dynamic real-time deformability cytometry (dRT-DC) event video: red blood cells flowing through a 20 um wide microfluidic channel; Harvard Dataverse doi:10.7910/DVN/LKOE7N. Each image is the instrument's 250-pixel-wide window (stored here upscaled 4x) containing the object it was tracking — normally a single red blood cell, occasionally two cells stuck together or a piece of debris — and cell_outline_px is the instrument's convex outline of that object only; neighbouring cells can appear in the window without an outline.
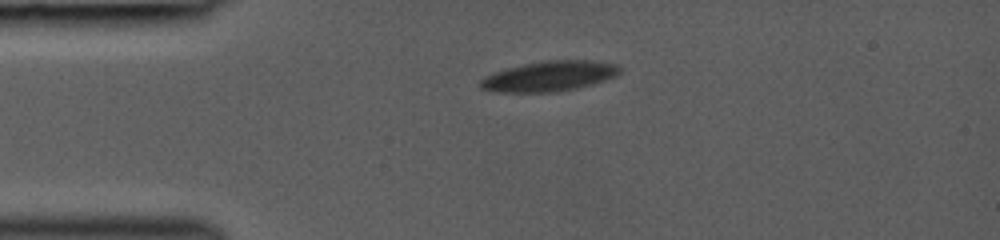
{"species": "common noctule bat (a hibernating species)", "species_latin": "Nyctalus noctula", "temperature_condition": "room temperature", "stored_images_in_passage": 26, "camera_frame_rate_fps": 3000, "um_per_image_px": 0.085, "animal": {"sex": "female", "body_mass_g": 19.0, "forearm_length_mm": 53.3}, "frame": {"image": 1, "passage_image": 1, "time_ms": 0.0, "image_size_px": [1000, 240], "cell_outline_px": [[620, 72], [616, 76], [592, 84], [576, 88], [556, 92], [492, 92], [480, 88], [480, 80], [484, 76], [492, 72], [524, 64], [544, 60], [588, 60], [616, 64], [620, 68]], "centroid_in_image_um": [46.65, 6.48], "position_along_channel_um": 38.4, "area_um2": 24.57}}
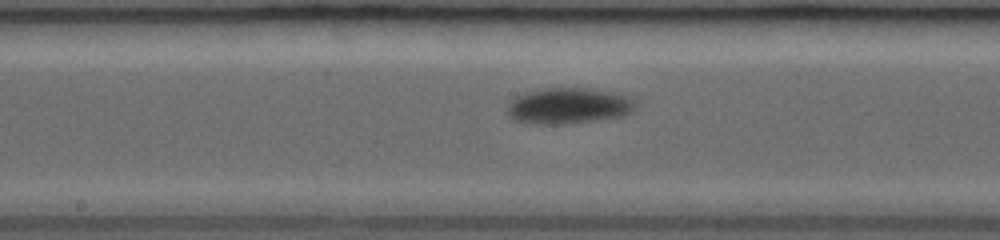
{"frame": {"image": 2, "passage_image": 15, "time_ms": 4.667, "image_size_px": [1000, 240], "cell_outline_px": [[636, 108], [632, 112], [624, 116], [560, 124], [536, 124], [516, 120], [508, 112], [508, 104], [516, 96], [528, 92], [544, 88], [592, 88], [612, 92], [624, 96], [632, 100], [636, 104]], "centroid_in_image_um": [48.34, 8.99], "position_along_channel_um": 199.9, "area_um2": 26.47}}
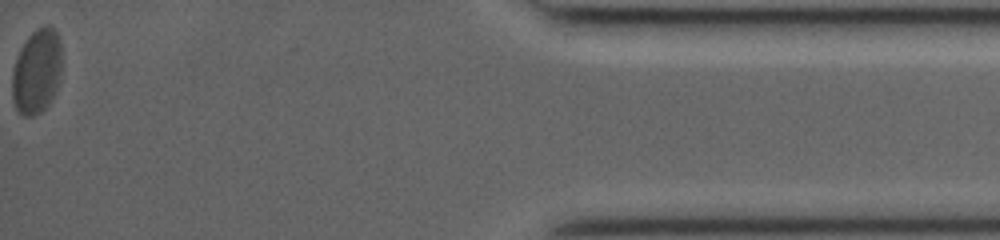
{"frame": {"image": 3, "passage_image": 26, "time_ms": 12.0, "image_size_px": [1000, 240], "cell_outline_px": [[60, 80], [48, 104], [40, 112], [32, 116], [24, 116], [16, 108], [12, 100], [12, 72], [20, 48], [28, 36], [36, 28], [44, 24], [48, 24], [56, 32], [60, 40]], "centroid_in_image_um": [3.11, 6.04], "position_along_channel_um": 432.1, "area_um2": 24.39}}